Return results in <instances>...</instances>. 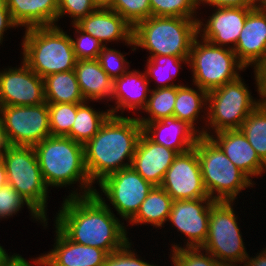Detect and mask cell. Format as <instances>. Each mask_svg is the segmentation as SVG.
<instances>
[{"label":"cell","instance_id":"cell-33","mask_svg":"<svg viewBox=\"0 0 266 266\" xmlns=\"http://www.w3.org/2000/svg\"><path fill=\"white\" fill-rule=\"evenodd\" d=\"M50 133L52 136H67L77 114V104L48 103Z\"/></svg>","mask_w":266,"mask_h":266},{"label":"cell","instance_id":"cell-44","mask_svg":"<svg viewBox=\"0 0 266 266\" xmlns=\"http://www.w3.org/2000/svg\"><path fill=\"white\" fill-rule=\"evenodd\" d=\"M255 72L256 84L258 86V92L261 95V100L266 101V58L265 60L257 67Z\"/></svg>","mask_w":266,"mask_h":266},{"label":"cell","instance_id":"cell-26","mask_svg":"<svg viewBox=\"0 0 266 266\" xmlns=\"http://www.w3.org/2000/svg\"><path fill=\"white\" fill-rule=\"evenodd\" d=\"M43 79L47 103L81 104L86 101L74 70L53 73Z\"/></svg>","mask_w":266,"mask_h":266},{"label":"cell","instance_id":"cell-7","mask_svg":"<svg viewBox=\"0 0 266 266\" xmlns=\"http://www.w3.org/2000/svg\"><path fill=\"white\" fill-rule=\"evenodd\" d=\"M193 40L188 64L193 71V82L207 92L239 78L237 70L246 67L238 60L231 47L214 45L204 39ZM237 68V69H236Z\"/></svg>","mask_w":266,"mask_h":266},{"label":"cell","instance_id":"cell-29","mask_svg":"<svg viewBox=\"0 0 266 266\" xmlns=\"http://www.w3.org/2000/svg\"><path fill=\"white\" fill-rule=\"evenodd\" d=\"M86 101L77 104V114L71 128V132L67 135L75 142L85 145L99 131L102 124L111 115L110 111L96 112L93 108L85 105Z\"/></svg>","mask_w":266,"mask_h":266},{"label":"cell","instance_id":"cell-8","mask_svg":"<svg viewBox=\"0 0 266 266\" xmlns=\"http://www.w3.org/2000/svg\"><path fill=\"white\" fill-rule=\"evenodd\" d=\"M7 184L11 185L44 219L48 188L43 180L38 158L32 146H14L3 153Z\"/></svg>","mask_w":266,"mask_h":266},{"label":"cell","instance_id":"cell-15","mask_svg":"<svg viewBox=\"0 0 266 266\" xmlns=\"http://www.w3.org/2000/svg\"><path fill=\"white\" fill-rule=\"evenodd\" d=\"M212 203L211 198L173 200L168 221L188 237L186 247H202L206 241Z\"/></svg>","mask_w":266,"mask_h":266},{"label":"cell","instance_id":"cell-30","mask_svg":"<svg viewBox=\"0 0 266 266\" xmlns=\"http://www.w3.org/2000/svg\"><path fill=\"white\" fill-rule=\"evenodd\" d=\"M259 158L266 164V101L248 115L240 127Z\"/></svg>","mask_w":266,"mask_h":266},{"label":"cell","instance_id":"cell-38","mask_svg":"<svg viewBox=\"0 0 266 266\" xmlns=\"http://www.w3.org/2000/svg\"><path fill=\"white\" fill-rule=\"evenodd\" d=\"M73 26L77 29V33H79V36L76 38V40L71 38L76 59H97L104 45L90 34L82 31L76 24H73Z\"/></svg>","mask_w":266,"mask_h":266},{"label":"cell","instance_id":"cell-11","mask_svg":"<svg viewBox=\"0 0 266 266\" xmlns=\"http://www.w3.org/2000/svg\"><path fill=\"white\" fill-rule=\"evenodd\" d=\"M5 133L10 145L32 146L51 135L48 103L0 106Z\"/></svg>","mask_w":266,"mask_h":266},{"label":"cell","instance_id":"cell-39","mask_svg":"<svg viewBox=\"0 0 266 266\" xmlns=\"http://www.w3.org/2000/svg\"><path fill=\"white\" fill-rule=\"evenodd\" d=\"M97 60L102 69L112 80L121 77L127 72L125 64L127 60H125L124 55L117 50L104 46L99 53Z\"/></svg>","mask_w":266,"mask_h":266},{"label":"cell","instance_id":"cell-40","mask_svg":"<svg viewBox=\"0 0 266 266\" xmlns=\"http://www.w3.org/2000/svg\"><path fill=\"white\" fill-rule=\"evenodd\" d=\"M98 7L93 0H58V18L65 13L72 16L73 24H76L81 18L86 17Z\"/></svg>","mask_w":266,"mask_h":266},{"label":"cell","instance_id":"cell-43","mask_svg":"<svg viewBox=\"0 0 266 266\" xmlns=\"http://www.w3.org/2000/svg\"><path fill=\"white\" fill-rule=\"evenodd\" d=\"M207 3L217 7H252L253 0H197V5Z\"/></svg>","mask_w":266,"mask_h":266},{"label":"cell","instance_id":"cell-16","mask_svg":"<svg viewBox=\"0 0 266 266\" xmlns=\"http://www.w3.org/2000/svg\"><path fill=\"white\" fill-rule=\"evenodd\" d=\"M56 245L49 253L33 260L39 266H104L108 253L69 240L56 227Z\"/></svg>","mask_w":266,"mask_h":266},{"label":"cell","instance_id":"cell-6","mask_svg":"<svg viewBox=\"0 0 266 266\" xmlns=\"http://www.w3.org/2000/svg\"><path fill=\"white\" fill-rule=\"evenodd\" d=\"M202 180L213 201H233L244 188L253 185L241 170L209 138L200 136L195 144ZM217 193V195H214Z\"/></svg>","mask_w":266,"mask_h":266},{"label":"cell","instance_id":"cell-19","mask_svg":"<svg viewBox=\"0 0 266 266\" xmlns=\"http://www.w3.org/2000/svg\"><path fill=\"white\" fill-rule=\"evenodd\" d=\"M238 60L245 66L255 65L266 58V12L252 8L245 19L237 44L233 49Z\"/></svg>","mask_w":266,"mask_h":266},{"label":"cell","instance_id":"cell-37","mask_svg":"<svg viewBox=\"0 0 266 266\" xmlns=\"http://www.w3.org/2000/svg\"><path fill=\"white\" fill-rule=\"evenodd\" d=\"M27 205L31 211L32 216L38 221L46 223L44 220L29 204L25 199L17 192L11 185L6 184L0 188V218H7L12 214H16L23 205Z\"/></svg>","mask_w":266,"mask_h":266},{"label":"cell","instance_id":"cell-24","mask_svg":"<svg viewBox=\"0 0 266 266\" xmlns=\"http://www.w3.org/2000/svg\"><path fill=\"white\" fill-rule=\"evenodd\" d=\"M13 21L19 26H55L58 0H5Z\"/></svg>","mask_w":266,"mask_h":266},{"label":"cell","instance_id":"cell-2","mask_svg":"<svg viewBox=\"0 0 266 266\" xmlns=\"http://www.w3.org/2000/svg\"><path fill=\"white\" fill-rule=\"evenodd\" d=\"M142 133L137 118L110 115L84 145L85 166L92 183L131 166ZM128 159L129 163H123ZM123 163V164H122Z\"/></svg>","mask_w":266,"mask_h":266},{"label":"cell","instance_id":"cell-12","mask_svg":"<svg viewBox=\"0 0 266 266\" xmlns=\"http://www.w3.org/2000/svg\"><path fill=\"white\" fill-rule=\"evenodd\" d=\"M99 185L119 215L129 221L154 187L131 166L108 175Z\"/></svg>","mask_w":266,"mask_h":266},{"label":"cell","instance_id":"cell-50","mask_svg":"<svg viewBox=\"0 0 266 266\" xmlns=\"http://www.w3.org/2000/svg\"><path fill=\"white\" fill-rule=\"evenodd\" d=\"M93 1L98 8H110L114 3V0H93Z\"/></svg>","mask_w":266,"mask_h":266},{"label":"cell","instance_id":"cell-47","mask_svg":"<svg viewBox=\"0 0 266 266\" xmlns=\"http://www.w3.org/2000/svg\"><path fill=\"white\" fill-rule=\"evenodd\" d=\"M6 266H32L26 259L21 255H14Z\"/></svg>","mask_w":266,"mask_h":266},{"label":"cell","instance_id":"cell-41","mask_svg":"<svg viewBox=\"0 0 266 266\" xmlns=\"http://www.w3.org/2000/svg\"><path fill=\"white\" fill-rule=\"evenodd\" d=\"M131 245L128 241L121 249L108 254L104 266H154L136 258V253L130 250Z\"/></svg>","mask_w":266,"mask_h":266},{"label":"cell","instance_id":"cell-23","mask_svg":"<svg viewBox=\"0 0 266 266\" xmlns=\"http://www.w3.org/2000/svg\"><path fill=\"white\" fill-rule=\"evenodd\" d=\"M149 80L146 73L137 70L128 71L121 77L113 80V92L111 98L116 101L115 108L109 109L111 115L116 116L119 109H144L147 105V92ZM148 90V91H147Z\"/></svg>","mask_w":266,"mask_h":266},{"label":"cell","instance_id":"cell-25","mask_svg":"<svg viewBox=\"0 0 266 266\" xmlns=\"http://www.w3.org/2000/svg\"><path fill=\"white\" fill-rule=\"evenodd\" d=\"M77 81L84 99L87 101L111 99L113 80L102 69L97 59L77 60L74 67Z\"/></svg>","mask_w":266,"mask_h":266},{"label":"cell","instance_id":"cell-10","mask_svg":"<svg viewBox=\"0 0 266 266\" xmlns=\"http://www.w3.org/2000/svg\"><path fill=\"white\" fill-rule=\"evenodd\" d=\"M208 119L215 133L240 129L248 115L260 104L255 101L241 77L207 93Z\"/></svg>","mask_w":266,"mask_h":266},{"label":"cell","instance_id":"cell-4","mask_svg":"<svg viewBox=\"0 0 266 266\" xmlns=\"http://www.w3.org/2000/svg\"><path fill=\"white\" fill-rule=\"evenodd\" d=\"M197 35V19L150 16L133 27V50L140 46L149 50L151 56L189 58L191 45Z\"/></svg>","mask_w":266,"mask_h":266},{"label":"cell","instance_id":"cell-35","mask_svg":"<svg viewBox=\"0 0 266 266\" xmlns=\"http://www.w3.org/2000/svg\"><path fill=\"white\" fill-rule=\"evenodd\" d=\"M171 260L174 266H224L206 251V256L201 253V247L183 248L173 245Z\"/></svg>","mask_w":266,"mask_h":266},{"label":"cell","instance_id":"cell-46","mask_svg":"<svg viewBox=\"0 0 266 266\" xmlns=\"http://www.w3.org/2000/svg\"><path fill=\"white\" fill-rule=\"evenodd\" d=\"M9 146L10 144L5 133L4 124L2 118L0 117V157L9 148Z\"/></svg>","mask_w":266,"mask_h":266},{"label":"cell","instance_id":"cell-36","mask_svg":"<svg viewBox=\"0 0 266 266\" xmlns=\"http://www.w3.org/2000/svg\"><path fill=\"white\" fill-rule=\"evenodd\" d=\"M110 9L133 27L151 16L150 0H114Z\"/></svg>","mask_w":266,"mask_h":266},{"label":"cell","instance_id":"cell-28","mask_svg":"<svg viewBox=\"0 0 266 266\" xmlns=\"http://www.w3.org/2000/svg\"><path fill=\"white\" fill-rule=\"evenodd\" d=\"M198 90L189 88L184 85H177V97L174 105L173 117L180 119L190 125L198 135L209 137L206 130L197 131L194 121L197 120L202 106L208 105L207 91L197 87ZM199 92V93H198ZM206 103V104H205Z\"/></svg>","mask_w":266,"mask_h":266},{"label":"cell","instance_id":"cell-22","mask_svg":"<svg viewBox=\"0 0 266 266\" xmlns=\"http://www.w3.org/2000/svg\"><path fill=\"white\" fill-rule=\"evenodd\" d=\"M141 125L142 132L151 141L170 148L178 154L193 149L197 139L200 137L190 125L175 117ZM166 132H168V134H166Z\"/></svg>","mask_w":266,"mask_h":266},{"label":"cell","instance_id":"cell-13","mask_svg":"<svg viewBox=\"0 0 266 266\" xmlns=\"http://www.w3.org/2000/svg\"><path fill=\"white\" fill-rule=\"evenodd\" d=\"M160 186L173 200L210 198L203 184L195 148L175 157Z\"/></svg>","mask_w":266,"mask_h":266},{"label":"cell","instance_id":"cell-31","mask_svg":"<svg viewBox=\"0 0 266 266\" xmlns=\"http://www.w3.org/2000/svg\"><path fill=\"white\" fill-rule=\"evenodd\" d=\"M148 102L143 109L150 114L148 118H138L140 124H147L157 120L173 117L175 100L177 97V84L165 88H154L150 90Z\"/></svg>","mask_w":266,"mask_h":266},{"label":"cell","instance_id":"cell-5","mask_svg":"<svg viewBox=\"0 0 266 266\" xmlns=\"http://www.w3.org/2000/svg\"><path fill=\"white\" fill-rule=\"evenodd\" d=\"M23 62L38 76L74 70L77 59L71 36L56 26L26 28Z\"/></svg>","mask_w":266,"mask_h":266},{"label":"cell","instance_id":"cell-51","mask_svg":"<svg viewBox=\"0 0 266 266\" xmlns=\"http://www.w3.org/2000/svg\"><path fill=\"white\" fill-rule=\"evenodd\" d=\"M252 8L266 12V0H253Z\"/></svg>","mask_w":266,"mask_h":266},{"label":"cell","instance_id":"cell-34","mask_svg":"<svg viewBox=\"0 0 266 266\" xmlns=\"http://www.w3.org/2000/svg\"><path fill=\"white\" fill-rule=\"evenodd\" d=\"M197 0H150L151 16L195 19Z\"/></svg>","mask_w":266,"mask_h":266},{"label":"cell","instance_id":"cell-20","mask_svg":"<svg viewBox=\"0 0 266 266\" xmlns=\"http://www.w3.org/2000/svg\"><path fill=\"white\" fill-rule=\"evenodd\" d=\"M216 136L217 139L213 135H209V138L249 179L265 171L266 164L259 158L240 129L219 131L216 132Z\"/></svg>","mask_w":266,"mask_h":266},{"label":"cell","instance_id":"cell-21","mask_svg":"<svg viewBox=\"0 0 266 266\" xmlns=\"http://www.w3.org/2000/svg\"><path fill=\"white\" fill-rule=\"evenodd\" d=\"M76 25L84 32L105 43L124 40L128 45H133V26H131L117 12L110 8H97L86 17L81 18Z\"/></svg>","mask_w":266,"mask_h":266},{"label":"cell","instance_id":"cell-32","mask_svg":"<svg viewBox=\"0 0 266 266\" xmlns=\"http://www.w3.org/2000/svg\"><path fill=\"white\" fill-rule=\"evenodd\" d=\"M149 57L150 58L148 59L147 69H146L145 73L147 76L150 75V76L154 77L158 82L162 83L157 88L176 86L174 83L169 84L168 81L172 80L176 76L178 70L181 67L180 63L183 61V63L185 62L187 64L188 59H189V58H180V57L168 56V55L149 56ZM165 65L167 67L171 68V70L169 68H167ZM170 66H172V67H170ZM163 69H166V71ZM173 69H174V71H173ZM162 71H164V72H162ZM165 72L167 75L165 74ZM165 83H167V84H165Z\"/></svg>","mask_w":266,"mask_h":266},{"label":"cell","instance_id":"cell-9","mask_svg":"<svg viewBox=\"0 0 266 266\" xmlns=\"http://www.w3.org/2000/svg\"><path fill=\"white\" fill-rule=\"evenodd\" d=\"M231 201H213L210 207L208 236L203 246L224 266L244 263L248 257Z\"/></svg>","mask_w":266,"mask_h":266},{"label":"cell","instance_id":"cell-17","mask_svg":"<svg viewBox=\"0 0 266 266\" xmlns=\"http://www.w3.org/2000/svg\"><path fill=\"white\" fill-rule=\"evenodd\" d=\"M178 153L163 145L151 141L141 133L131 167L146 181L160 186L167 169L172 165Z\"/></svg>","mask_w":266,"mask_h":266},{"label":"cell","instance_id":"cell-48","mask_svg":"<svg viewBox=\"0 0 266 266\" xmlns=\"http://www.w3.org/2000/svg\"><path fill=\"white\" fill-rule=\"evenodd\" d=\"M7 184L6 168L3 159L0 157V188Z\"/></svg>","mask_w":266,"mask_h":266},{"label":"cell","instance_id":"cell-3","mask_svg":"<svg viewBox=\"0 0 266 266\" xmlns=\"http://www.w3.org/2000/svg\"><path fill=\"white\" fill-rule=\"evenodd\" d=\"M46 186H67L77 181L83 194L75 191L69 196H88L96 189L85 166L84 145L67 136H48L34 146Z\"/></svg>","mask_w":266,"mask_h":266},{"label":"cell","instance_id":"cell-14","mask_svg":"<svg viewBox=\"0 0 266 266\" xmlns=\"http://www.w3.org/2000/svg\"><path fill=\"white\" fill-rule=\"evenodd\" d=\"M19 69L0 72V106L39 105L45 103L44 79L24 62Z\"/></svg>","mask_w":266,"mask_h":266},{"label":"cell","instance_id":"cell-49","mask_svg":"<svg viewBox=\"0 0 266 266\" xmlns=\"http://www.w3.org/2000/svg\"><path fill=\"white\" fill-rule=\"evenodd\" d=\"M14 254L10 257L6 251L0 246V266H6L9 261L13 258Z\"/></svg>","mask_w":266,"mask_h":266},{"label":"cell","instance_id":"cell-1","mask_svg":"<svg viewBox=\"0 0 266 266\" xmlns=\"http://www.w3.org/2000/svg\"><path fill=\"white\" fill-rule=\"evenodd\" d=\"M63 202L55 224L69 240L103 249L108 254L129 241L123 223L97 190L88 196H68Z\"/></svg>","mask_w":266,"mask_h":266},{"label":"cell","instance_id":"cell-18","mask_svg":"<svg viewBox=\"0 0 266 266\" xmlns=\"http://www.w3.org/2000/svg\"><path fill=\"white\" fill-rule=\"evenodd\" d=\"M251 9L252 7H217L204 28L201 29L204 24L198 20V34L204 29V33L200 34L204 40L221 47L233 43L231 48L234 49Z\"/></svg>","mask_w":266,"mask_h":266},{"label":"cell","instance_id":"cell-42","mask_svg":"<svg viewBox=\"0 0 266 266\" xmlns=\"http://www.w3.org/2000/svg\"><path fill=\"white\" fill-rule=\"evenodd\" d=\"M18 27L13 21L5 0H0V43L2 42L4 31L10 27Z\"/></svg>","mask_w":266,"mask_h":266},{"label":"cell","instance_id":"cell-27","mask_svg":"<svg viewBox=\"0 0 266 266\" xmlns=\"http://www.w3.org/2000/svg\"><path fill=\"white\" fill-rule=\"evenodd\" d=\"M172 203L173 199L161 186H154L129 222L132 225L149 223L156 228L162 227L168 221Z\"/></svg>","mask_w":266,"mask_h":266},{"label":"cell","instance_id":"cell-45","mask_svg":"<svg viewBox=\"0 0 266 266\" xmlns=\"http://www.w3.org/2000/svg\"><path fill=\"white\" fill-rule=\"evenodd\" d=\"M245 262H244L245 266H266V250L264 249L261 253H259L258 256L254 257V258L250 259L248 256L245 259Z\"/></svg>","mask_w":266,"mask_h":266}]
</instances>
